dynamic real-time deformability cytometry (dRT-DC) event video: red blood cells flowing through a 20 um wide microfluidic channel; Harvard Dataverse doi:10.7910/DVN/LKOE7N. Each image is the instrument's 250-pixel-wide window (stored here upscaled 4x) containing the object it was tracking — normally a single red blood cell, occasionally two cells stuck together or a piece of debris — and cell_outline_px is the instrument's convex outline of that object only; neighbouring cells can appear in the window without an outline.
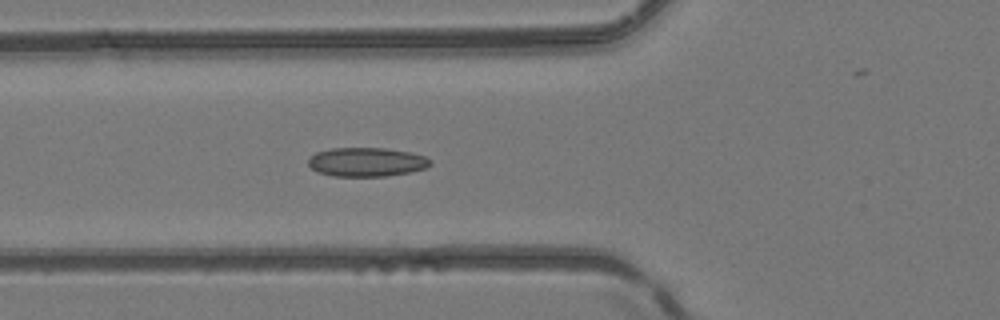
{"species": "common noctule bat (a hibernating species)", "species_latin": "Nyctalus noctula", "temperature_condition": "room temperature", "stored_images_in_passage": 51, "camera_frame_rate_fps": 3000, "um_per_image_px": 0.085, "animal": {"sex": "female", "body_mass_g": 24.6, "forearm_length_mm": 56.2}, "frame": {"image": 1, "passage_image": 19, "time_ms": 6.0, "image_size_px": [1000, 320], "cell_outline_px": [[432, 164], [424, 168], [408, 172], [384, 176], [332, 176], [316, 172], [308, 164], [308, 160], [316, 152], [332, 148], [384, 148], [412, 152], [424, 156], [432, 160]], "centroid_in_image_um": [31.15, 13.77], "position_along_channel_um": 94.6, "area_um2": 20.58}}
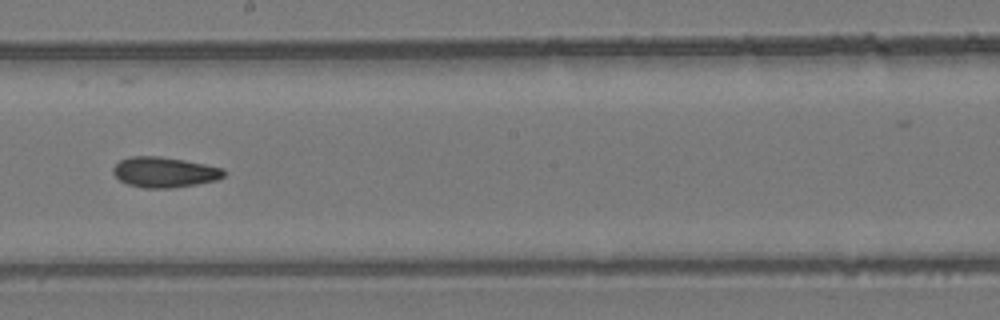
{"frame": {"image": 2, "passage_image": 29, "time_ms": 9.333, "image_size_px": [1000, 320], "cell_outline_px": [[224, 176], [216, 180], [196, 184], [172, 188], [144, 188], [128, 184], [120, 180], [112, 172], [112, 168], [120, 160], [132, 156], [160, 156], [184, 160], [224, 168]], "centroid_in_image_um": [13.96, 14.63], "position_along_channel_um": 234.2, "area_um2": 19.54}}
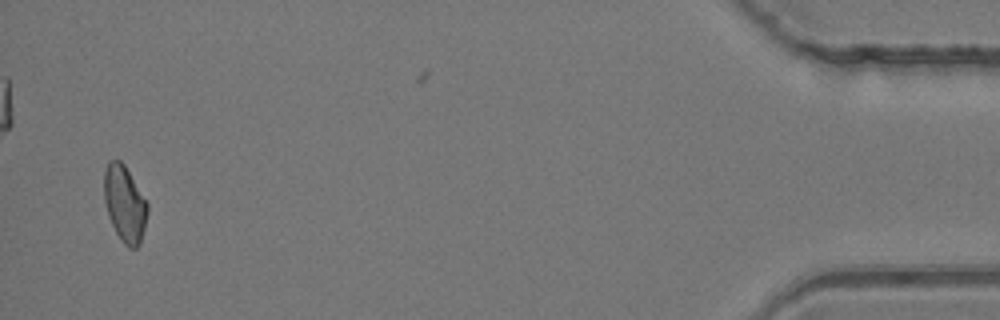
{"frame": {"image": 3, "passage_image": 49, "time_ms": 16.0, "image_size_px": [1000, 320], "cell_outline_px": [[148, 212], [140, 244], [136, 248], [128, 248], [120, 240], [108, 216], [104, 200], [104, 172], [108, 160], [120, 160], [124, 164], [148, 204]], "centroid_in_image_um": [10.59, 17.33], "position_along_channel_um": 424.6, "area_um2": 19.25}}